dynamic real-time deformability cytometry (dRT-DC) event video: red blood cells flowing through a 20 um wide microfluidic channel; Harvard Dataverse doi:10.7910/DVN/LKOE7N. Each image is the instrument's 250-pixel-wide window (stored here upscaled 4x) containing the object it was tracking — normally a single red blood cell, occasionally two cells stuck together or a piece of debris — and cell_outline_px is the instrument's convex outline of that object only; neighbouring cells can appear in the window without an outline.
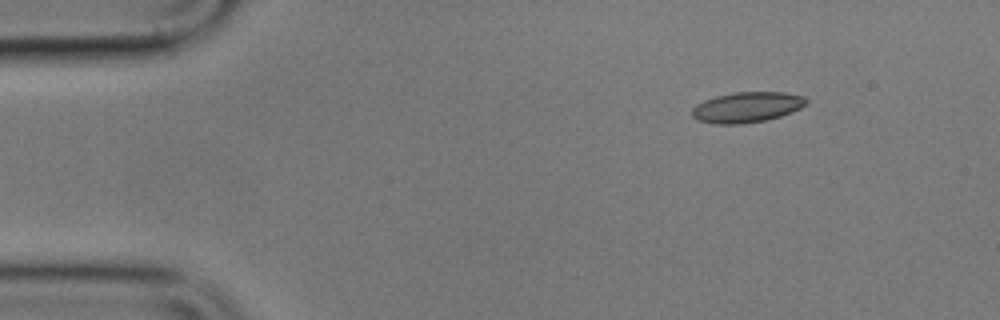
{"species": "common noctule bat (a hibernating species)", "species_latin": "Nyctalus noctula", "temperature_condition": "cold", "stored_images_in_passage": 3, "camera_frame_rate_fps": 3000, "um_per_image_px": 0.085, "animal": {"sex": "male", "body_mass_g": 17.9}, "frame": {"image": 1, "passage_image": 3, "time_ms": 3.667, "image_size_px": [1000, 320], "cell_outline_px": [[808, 104], [792, 112], [780, 116], [764, 120], [740, 124], [716, 124], [696, 120], [692, 116], [692, 108], [696, 104], [704, 100], [716, 96], [736, 92], [784, 92], [804, 96], [808, 100]], "centroid_in_image_um": [63.49, 9.11], "position_along_channel_um": 21.5, "area_um2": 20.35}}